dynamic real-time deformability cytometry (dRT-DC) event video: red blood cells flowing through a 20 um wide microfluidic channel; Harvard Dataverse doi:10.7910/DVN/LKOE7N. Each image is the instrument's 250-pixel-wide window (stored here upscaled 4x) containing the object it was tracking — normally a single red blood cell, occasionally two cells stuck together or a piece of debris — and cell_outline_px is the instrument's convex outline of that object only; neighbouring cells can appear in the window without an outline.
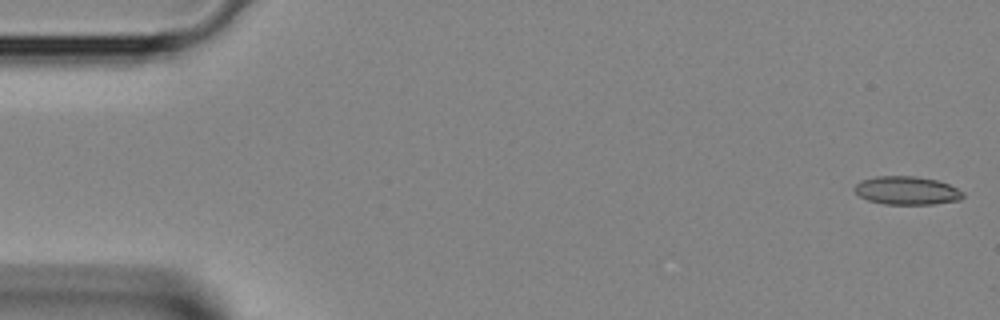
{"species": "Egyptian fruit bat (a non-hibernating species)", "species_latin": "Rousettus aegyptiacus", "temperature_condition": "room temperature", "stored_images_in_passage": 4, "camera_frame_rate_fps": 3000, "um_per_image_px": 0.085, "animal": {"sex": "female"}, "frame": {"image": 1, "passage_image": 1, "time_ms": 0.0, "image_size_px": [1000, 320], "cell_outline_px": [[964, 196], [960, 200], [932, 204], [884, 204], [868, 200], [860, 196], [852, 188], [860, 180], [876, 176], [912, 176], [936, 180], [948, 184], [964, 192]], "centroid_in_image_um": [77.06, 16.19], "position_along_channel_um": 7.9, "area_um2": 17.86}}